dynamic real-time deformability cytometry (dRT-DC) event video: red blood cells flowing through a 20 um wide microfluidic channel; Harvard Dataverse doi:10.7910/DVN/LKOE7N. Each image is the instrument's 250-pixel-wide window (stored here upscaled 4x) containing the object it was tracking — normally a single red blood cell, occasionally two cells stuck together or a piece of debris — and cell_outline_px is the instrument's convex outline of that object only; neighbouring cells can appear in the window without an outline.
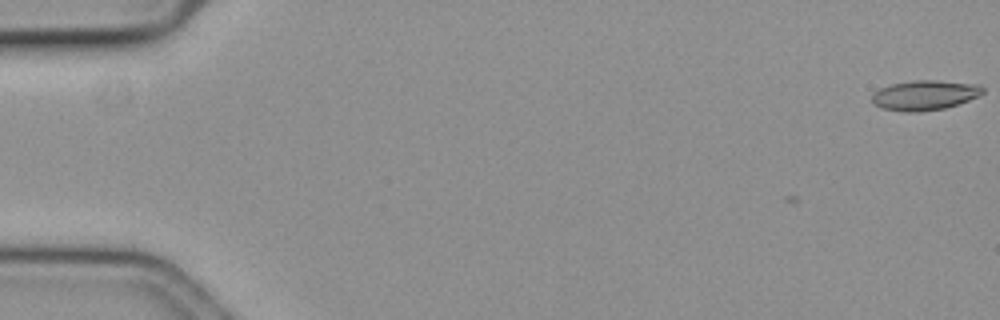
{"species": "common noctule bat (a hibernating species)", "species_latin": "Nyctalus noctula", "temperature_condition": "cold", "stored_images_in_passage": 3, "camera_frame_rate_fps": 3000, "um_per_image_px": 0.085, "animal": {"sex": "female", "body_mass_g": 19.3, "forearm_length_mm": 54.1}, "frame": {"image": 1, "passage_image": 1, "time_ms": 0.0, "image_size_px": [1000, 320], "cell_outline_px": [[984, 92], [968, 100], [944, 108], [920, 112], [904, 112], [884, 108], [872, 104], [872, 96], [880, 88], [892, 84], [916, 80], [936, 80], [980, 84], [984, 88]], "centroid_in_image_um": [78.6, 8.09], "position_along_channel_um": 6.4, "area_um2": 19.13}}